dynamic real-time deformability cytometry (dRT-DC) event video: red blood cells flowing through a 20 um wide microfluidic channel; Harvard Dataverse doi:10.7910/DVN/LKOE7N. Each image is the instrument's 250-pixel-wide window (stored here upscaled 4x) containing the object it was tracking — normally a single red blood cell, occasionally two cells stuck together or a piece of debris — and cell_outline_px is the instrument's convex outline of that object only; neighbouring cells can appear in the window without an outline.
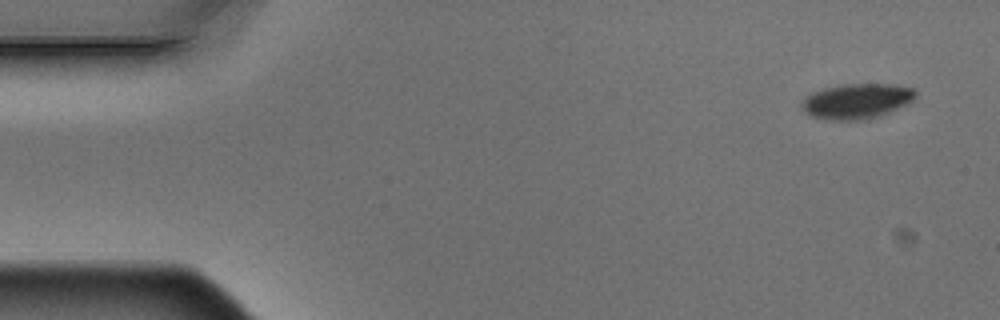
{"species": "Egyptian fruit bat (a non-hibernating species)", "species_latin": "Rousettus aegyptiacus", "temperature_condition": "warm", "stored_images_in_passage": 9, "camera_frame_rate_fps": 3000, "um_per_image_px": 0.085, "animal": {"sex": "male"}, "frame": {"image": 1, "passage_image": 1, "time_ms": 0.0, "image_size_px": [1000, 320], "cell_outline_px": [[916, 96], [912, 100], [880, 116], [864, 120], [824, 120], [808, 116], [804, 112], [800, 104], [812, 92], [824, 88], [844, 84], [896, 84], [916, 88]], "centroid_in_image_um": [72.79, 8.6], "position_along_channel_um": 12.2, "area_um2": 23.47}}
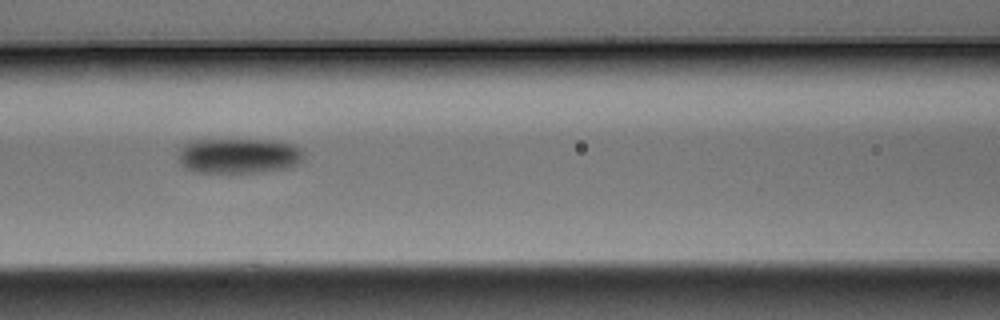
{"frame": {"image": 2, "passage_image": 6, "time_ms": 1.667, "image_size_px": [1000, 320], "cell_outline_px": [[304, 152], [300, 160], [296, 164], [284, 168], [260, 172], [196, 172], [184, 168], [176, 160], [176, 156], [180, 148], [188, 140], [272, 140], [292, 144], [300, 148]], "centroid_in_image_um": [20.19, 13.23], "position_along_channel_um": 146.4, "area_um2": 25.84}}
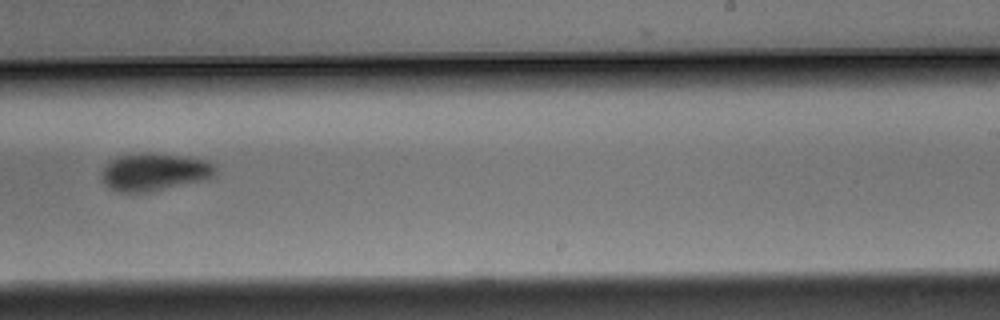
{"frame": {"image": 3, "passage_image": 9, "time_ms": 2.667, "image_size_px": [1000, 320], "cell_outline_px": [[216, 168], [212, 176], [200, 180], [152, 192], [120, 192], [112, 188], [104, 180], [104, 168], [112, 160], [120, 156], [144, 152], [188, 156], [208, 160]], "centroid_in_image_um": [13.17, 14.6], "position_along_channel_um": 275.8, "area_um2": 24.33}}